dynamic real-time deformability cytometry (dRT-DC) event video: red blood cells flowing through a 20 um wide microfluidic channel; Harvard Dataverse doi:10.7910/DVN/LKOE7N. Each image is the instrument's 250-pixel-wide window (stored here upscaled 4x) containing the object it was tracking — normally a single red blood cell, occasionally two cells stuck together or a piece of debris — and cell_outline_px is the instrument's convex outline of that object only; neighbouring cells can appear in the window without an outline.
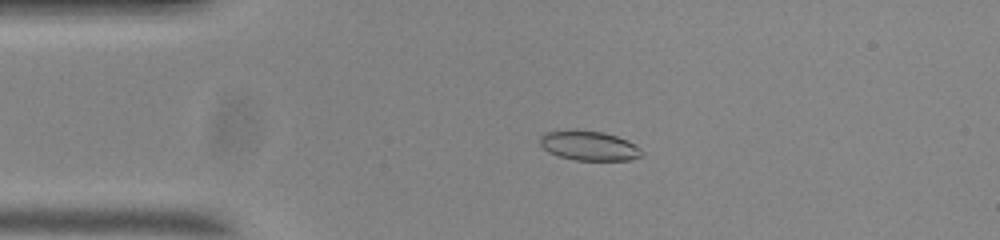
{"species": "common noctule bat (a hibernating species)", "species_latin": "Nyctalus noctula", "temperature_condition": "room temperature", "stored_images_in_passage": 55, "camera_frame_rate_fps": 3000, "um_per_image_px": 0.085, "animal": {"sex": "male", "body_mass_g": 20.0, "forearm_length_mm": 53.3}, "frame": {"image": 1, "passage_image": 12, "time_ms": 3.667, "image_size_px": [1000, 240], "cell_outline_px": [[644, 156], [628, 160], [576, 160], [560, 156], [548, 152], [540, 144], [540, 136], [544, 132], [572, 128], [576, 128], [604, 132], [628, 140], [636, 144], [644, 152]], "centroid_in_image_um": [50.07, 12.35], "position_along_channel_um": 34.9, "area_um2": 18.03}}
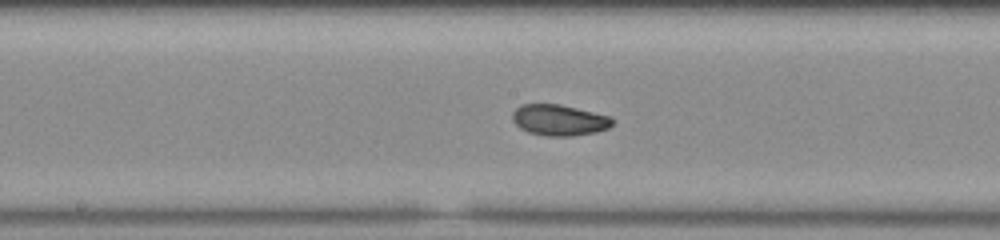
{"frame": {"image": 2, "passage_image": 28, "time_ms": 9.0, "image_size_px": [1000, 240], "cell_outline_px": [[612, 124], [608, 128], [596, 132], [572, 136], [544, 136], [528, 132], [520, 128], [512, 120], [512, 112], [516, 108], [524, 104], [560, 104], [608, 116], [612, 120]], "centroid_in_image_um": [47.48, 10.21], "position_along_channel_um": 200.7, "area_um2": 17.92}}
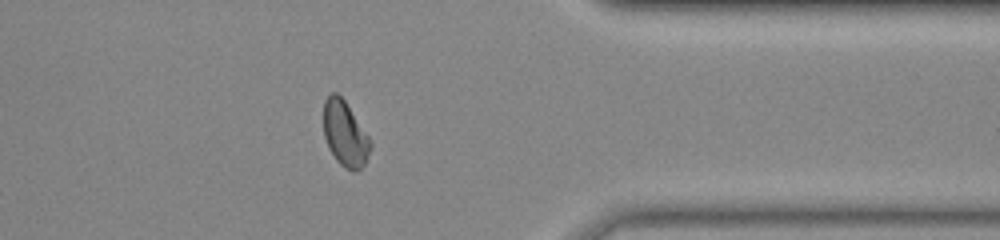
{"frame": {"image": 3, "passage_image": 44, "time_ms": 14.333, "image_size_px": [1000, 240], "cell_outline_px": [[372, 148], [364, 164], [356, 172], [352, 172], [344, 168], [336, 160], [328, 148], [324, 136], [324, 100], [332, 92], [336, 92], [344, 100], [368, 136], [372, 144]], "centroid_in_image_um": [29.32, 11.41], "position_along_channel_um": 382.1, "area_um2": 17.74}, "authors_computed_cell_mechanics": {"area_um2": 18.1492, "velocity_mm_per_s": 3.7093, "shape_relaxation_time_tau1_ms": 7.5645, "shape_relaxation_time_tau2_ms": 2.0782, "deformation_change_tau1": 0.1556, "deformation_change_tau2": 0.0603}}